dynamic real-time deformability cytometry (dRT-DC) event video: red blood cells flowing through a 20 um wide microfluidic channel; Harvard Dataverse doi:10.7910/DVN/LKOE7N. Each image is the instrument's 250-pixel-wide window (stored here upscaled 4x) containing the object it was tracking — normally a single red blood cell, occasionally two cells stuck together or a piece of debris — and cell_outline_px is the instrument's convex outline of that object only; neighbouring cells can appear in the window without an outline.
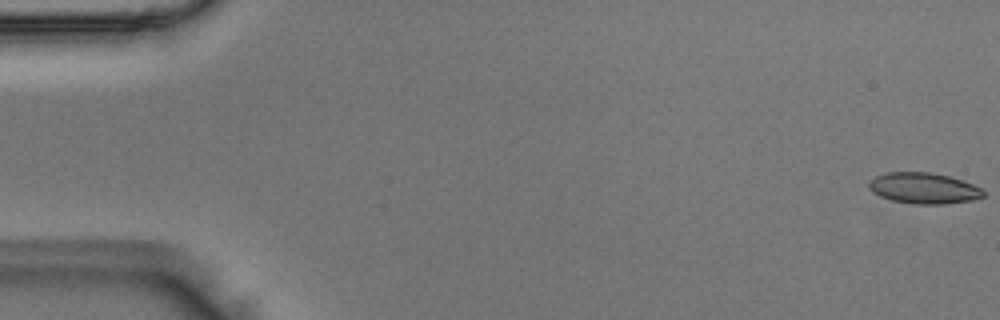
{"species": "Egyptian fruit bat (a non-hibernating species)", "species_latin": "Rousettus aegyptiacus", "temperature_condition": "room temperature", "stored_images_in_passage": 51, "camera_frame_rate_fps": 3000, "um_per_image_px": 0.085, "animal": {"sex": "male"}, "frame": {"image": 1, "passage_image": 1, "time_ms": 0.0, "image_size_px": [1000, 320], "cell_outline_px": [[984, 196], [972, 200], [944, 204], [916, 204], [892, 200], [880, 196], [872, 192], [868, 188], [868, 184], [876, 176], [888, 172], [928, 172], [948, 176], [972, 184], [980, 188], [984, 192]], "centroid_in_image_um": [78.5, 16.0], "position_along_channel_um": 6.5, "area_um2": 20.4}}
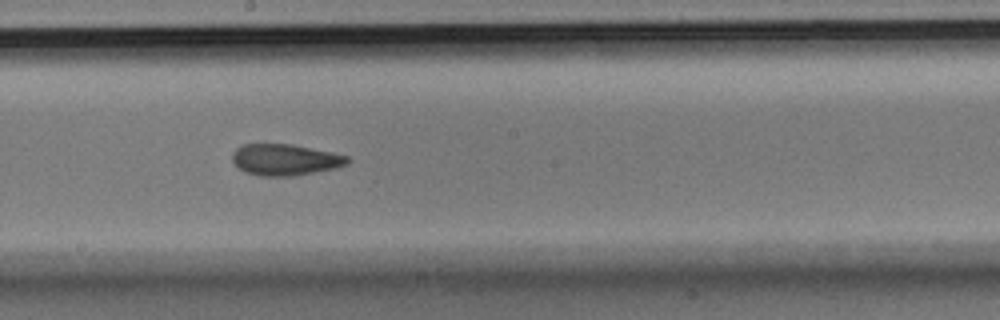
{"frame": {"image": 2, "passage_image": 28, "time_ms": 9.0, "image_size_px": [1000, 320], "cell_outline_px": [[348, 164], [336, 168], [292, 176], [260, 176], [244, 172], [232, 160], [232, 152], [236, 148], [244, 144], [292, 144], [332, 152], [348, 156]], "centroid_in_image_um": [24.22, 13.57], "position_along_channel_um": 224.0, "area_um2": 20.98}}
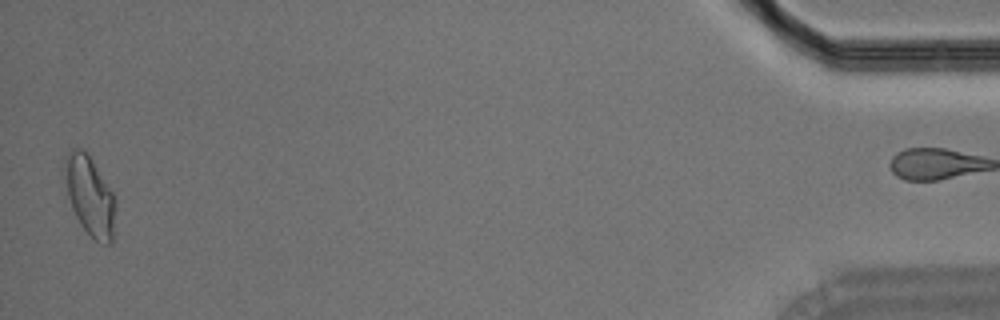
{"frame": {"image": 3, "passage_image": 50, "time_ms": 16.333, "image_size_px": [1000, 320], "cell_outline_px": [[116, 208], [112, 244], [104, 244], [96, 240], [80, 224], [72, 208], [68, 196], [68, 152], [72, 148], [84, 148], [92, 160], [112, 192], [116, 204]], "centroid_in_image_um": [7.71, 16.71], "position_along_channel_um": 427.5, "area_um2": 22.54}}